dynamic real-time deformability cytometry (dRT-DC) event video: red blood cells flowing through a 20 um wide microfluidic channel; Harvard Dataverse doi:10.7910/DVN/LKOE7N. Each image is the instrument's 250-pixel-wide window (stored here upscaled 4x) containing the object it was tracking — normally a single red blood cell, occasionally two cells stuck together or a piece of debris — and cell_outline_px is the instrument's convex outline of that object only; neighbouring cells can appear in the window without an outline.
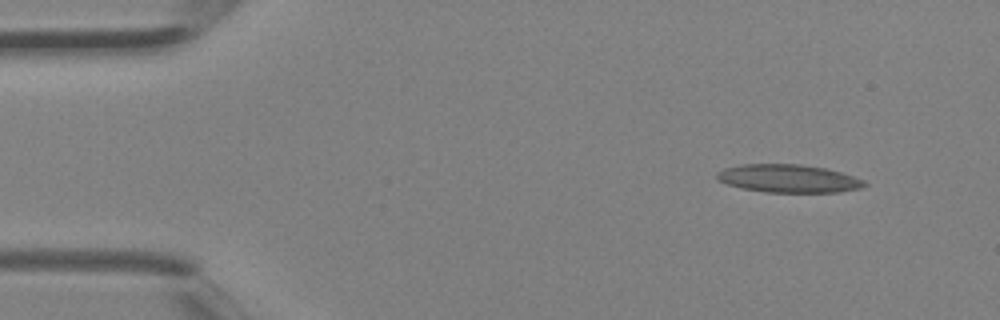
{"species": "Egyptian fruit bat (a non-hibernating species)", "species_latin": "Rousettus aegyptiacus", "temperature_condition": "room temperature", "stored_images_in_passage": 3, "camera_frame_rate_fps": 3000, "um_per_image_px": 0.085, "animal": {"sex": "female"}, "frame": {"image": 1, "passage_image": 1, "time_ms": 0.0, "image_size_px": [1000, 320], "cell_outline_px": [[868, 184], [860, 188], [840, 192], [764, 192], [744, 188], [728, 184], [716, 180], [716, 172], [724, 168], [740, 164], [800, 164], [824, 168], [840, 172], [864, 180]], "centroid_in_image_um": [66.99, 15.17], "position_along_channel_um": 18.0, "area_um2": 24.04}}
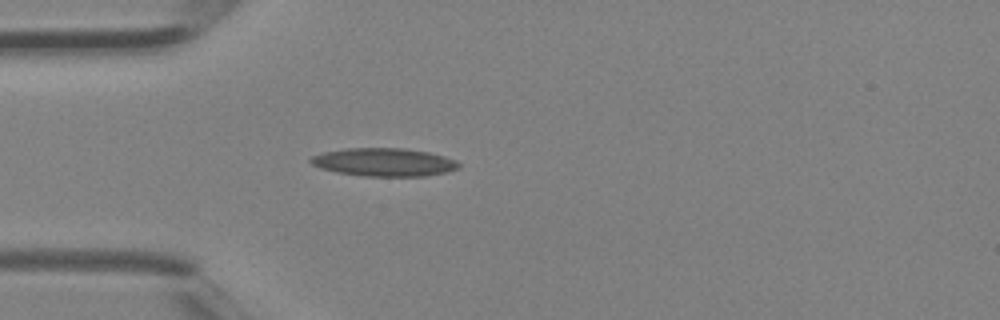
{"frame": {"image": 2, "passage_image": 3, "time_ms": 0.667, "image_size_px": [1000, 320], "cell_outline_px": [[460, 168], [448, 172], [424, 176], [364, 176], [336, 172], [320, 168], [312, 164], [308, 160], [312, 156], [324, 152], [348, 148], [404, 148], [428, 152], [444, 156], [456, 160], [460, 164]], "centroid_in_image_um": [32.66, 13.79], "position_along_channel_um": 52.3, "area_um2": 24.33}}